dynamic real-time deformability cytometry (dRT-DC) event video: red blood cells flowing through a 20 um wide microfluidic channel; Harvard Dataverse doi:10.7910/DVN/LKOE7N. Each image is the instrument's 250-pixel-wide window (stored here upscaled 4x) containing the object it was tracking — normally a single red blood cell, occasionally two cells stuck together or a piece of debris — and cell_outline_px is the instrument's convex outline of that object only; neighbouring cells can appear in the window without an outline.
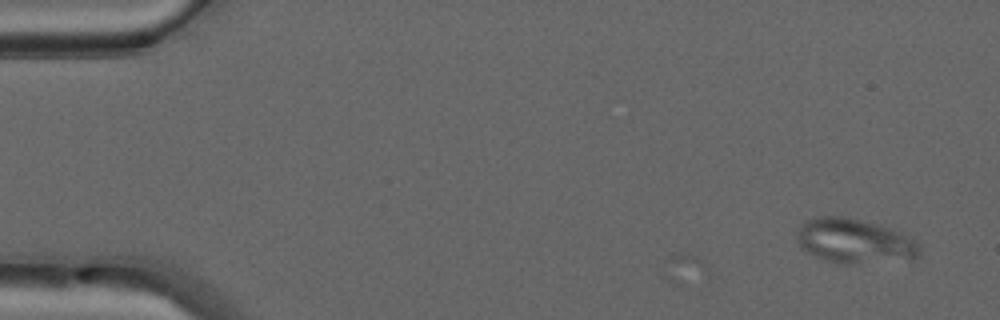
{"species": "common noctule bat (a hibernating species)", "species_latin": "Nyctalus noctula", "temperature_condition": "warm", "stored_images_in_passage": 4, "camera_frame_rate_fps": 3000, "um_per_image_px": 0.085, "animal": {"sex": "male", "forearm_length_mm": 52.5}, "frame": {"image": 1, "passage_image": 4, "time_ms": 1.0, "image_size_px": [1000, 320], "cell_outline_px": [[920, 256], [916, 260], [848, 264], [836, 264], [824, 260], [800, 248], [796, 236], [804, 220], [816, 216], [840, 216], [876, 224], [900, 232], [920, 244]], "centroid_in_image_um": [72.64, 20.52], "position_along_channel_um": 12.4, "area_um2": 32.14}}